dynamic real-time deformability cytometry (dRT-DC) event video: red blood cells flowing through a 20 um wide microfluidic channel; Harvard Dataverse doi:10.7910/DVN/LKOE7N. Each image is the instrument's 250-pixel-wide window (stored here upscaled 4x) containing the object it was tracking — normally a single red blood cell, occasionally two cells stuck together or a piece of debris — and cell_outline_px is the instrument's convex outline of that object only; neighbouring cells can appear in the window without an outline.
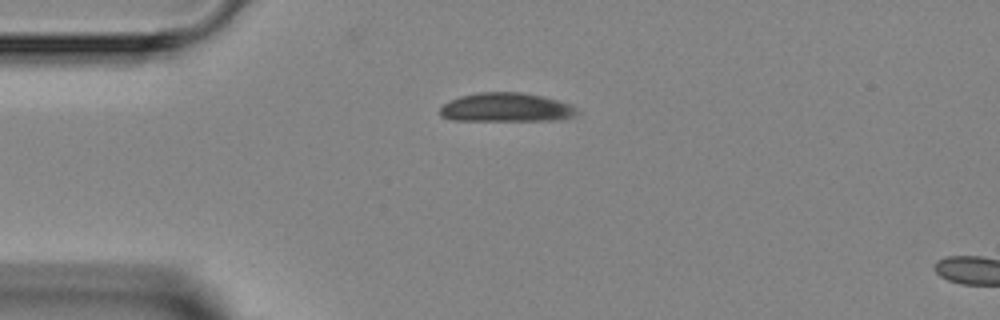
{"species": "Egyptian fruit bat (a non-hibernating species)", "species_latin": "Rousettus aegyptiacus", "temperature_condition": "room temperature", "stored_images_in_passage": 4, "camera_frame_rate_fps": 3000, "um_per_image_px": 0.085, "animal": {"sex": "female"}, "frame": {"image": 1, "passage_image": 1, "time_ms": 0.0, "image_size_px": [1000, 320], "cell_outline_px": [[580, 112], [576, 116], [564, 120], [452, 120], [440, 116], [440, 108], [448, 100], [460, 96], [480, 92], [520, 92], [544, 96], [568, 104], [576, 108]], "centroid_in_image_um": [43.04, 9.14], "position_along_channel_um": 42.0, "area_um2": 23.24}}
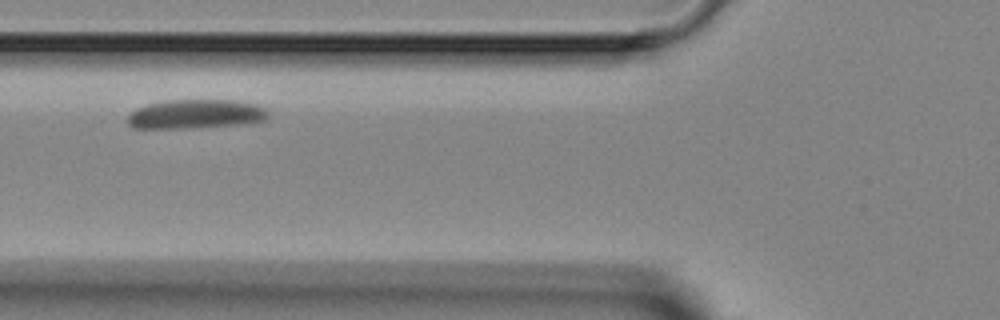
{"frame": {"image": 2, "passage_image": 3, "time_ms": 2.333, "image_size_px": [1000, 320], "cell_outline_px": [[268, 116], [264, 120], [252, 124], [200, 128], [132, 128], [128, 124], [128, 116], [136, 108], [148, 104], [164, 100], [232, 100], [260, 104], [268, 108]], "centroid_in_image_um": [16.71, 9.71], "position_along_channel_um": 109.1, "area_um2": 24.51}}
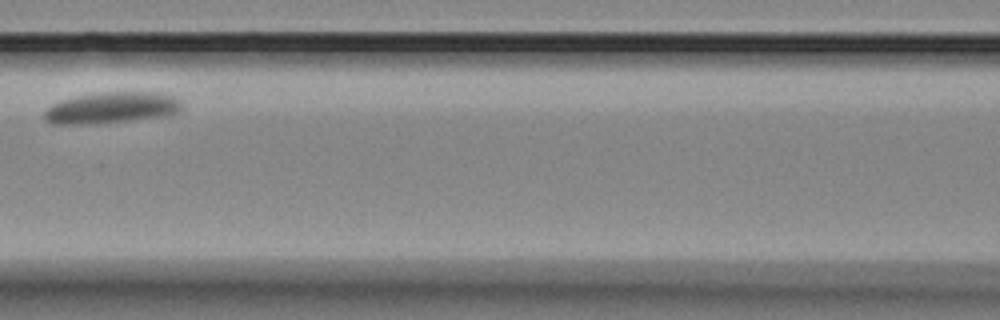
{"frame": {"image": 3, "passage_image": 4, "time_ms": 3.667, "image_size_px": [1000, 320], "cell_outline_px": [[180, 112], [168, 116], [132, 120], [84, 124], [52, 124], [44, 120], [44, 112], [52, 104], [60, 100], [76, 96], [104, 92], [164, 92], [176, 96], [180, 100]], "centroid_in_image_um": [9.52, 9.15], "position_along_channel_um": 157.1, "area_um2": 25.26}}